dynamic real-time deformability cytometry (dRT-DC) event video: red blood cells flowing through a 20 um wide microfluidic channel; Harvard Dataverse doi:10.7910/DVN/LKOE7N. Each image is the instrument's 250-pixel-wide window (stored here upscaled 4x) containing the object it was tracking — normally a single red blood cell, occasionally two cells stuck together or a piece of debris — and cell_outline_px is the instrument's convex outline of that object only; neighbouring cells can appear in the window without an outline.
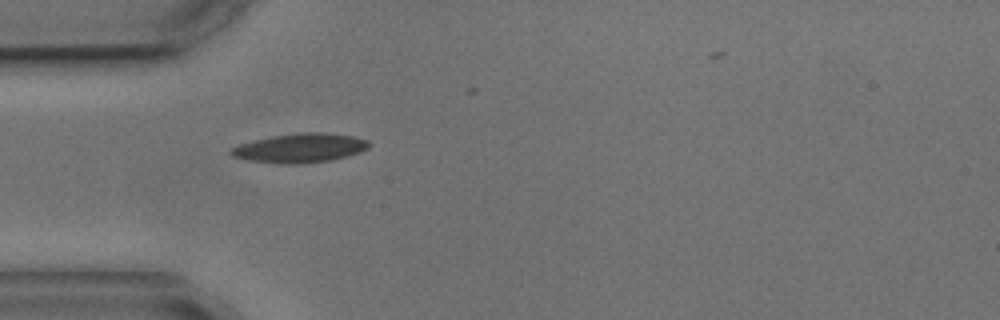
{"species": "common noctule bat (a hibernating species)", "species_latin": "Nyctalus noctula", "temperature_condition": "cold", "stored_images_in_passage": 1, "camera_frame_rate_fps": 3000, "um_per_image_px": 0.085, "animal": {"sex": "male", "body_mass_g": 17.9, "forearm_length_mm": 54.2}, "frame": {"image": 1, "passage_image": 1, "time_ms": 0.0, "image_size_px": [1000, 320], "cell_outline_px": [[372, 144], [368, 148], [360, 152], [348, 156], [332, 160], [300, 164], [284, 164], [248, 160], [232, 156], [228, 152], [228, 148], [252, 140], [272, 136], [300, 132], [324, 132], [352, 136], [368, 140]], "centroid_in_image_um": [25.5, 12.58], "position_along_channel_um": 59.5, "area_um2": 23.7}}